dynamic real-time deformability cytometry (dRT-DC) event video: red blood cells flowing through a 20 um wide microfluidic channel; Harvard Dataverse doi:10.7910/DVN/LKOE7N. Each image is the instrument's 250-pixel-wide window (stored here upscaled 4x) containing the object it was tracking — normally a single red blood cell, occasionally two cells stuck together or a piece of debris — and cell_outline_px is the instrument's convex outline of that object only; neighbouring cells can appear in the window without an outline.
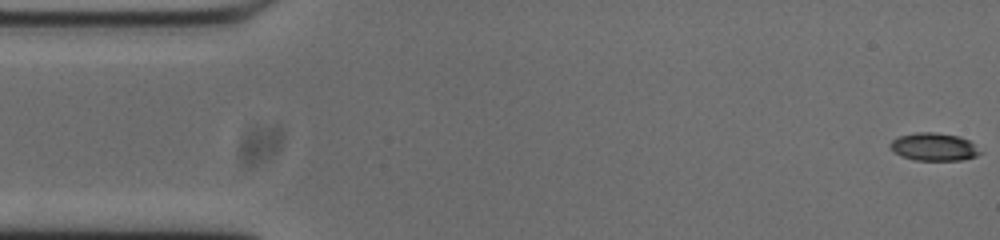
{"species": "common noctule bat (a hibernating species)", "species_latin": "Nyctalus noctula", "temperature_condition": "cold", "stored_images_in_passage": 54, "camera_frame_rate_fps": 3000, "um_per_image_px": 0.085, "animal": {"sex": "male", "body_mass_g": 20.0, "forearm_length_mm": 53.3}, "frame": {"image": 1, "passage_image": 1, "time_ms": 0.0, "image_size_px": [1000, 240], "cell_outline_px": [[984, 152], [976, 156], [964, 160], [916, 160], [900, 156], [892, 152], [888, 144], [892, 140], [900, 136], [916, 132], [936, 132], [960, 136], [968, 140]], "centroid_in_image_um": [79.38, 12.48], "position_along_channel_um": 5.6, "area_um2": 14.8}}
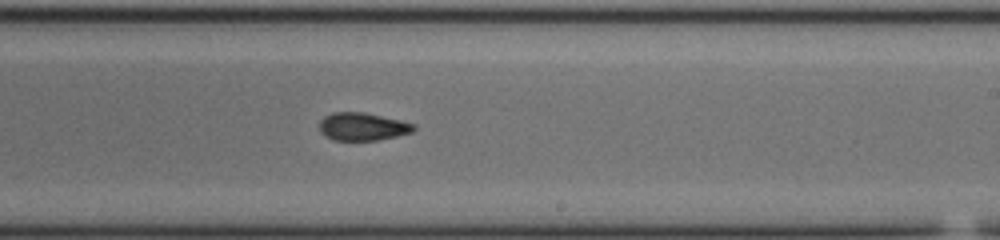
{"frame": {"image": 2, "passage_image": 31, "time_ms": 10.0, "image_size_px": [1000, 240], "cell_outline_px": [[416, 128], [412, 132], [396, 136], [376, 140], [332, 140], [324, 136], [320, 132], [320, 120], [324, 116], [332, 112], [364, 112], [400, 120], [416, 124]], "centroid_in_image_um": [30.8, 10.76], "position_along_channel_um": 258.2, "area_um2": 15.37}}
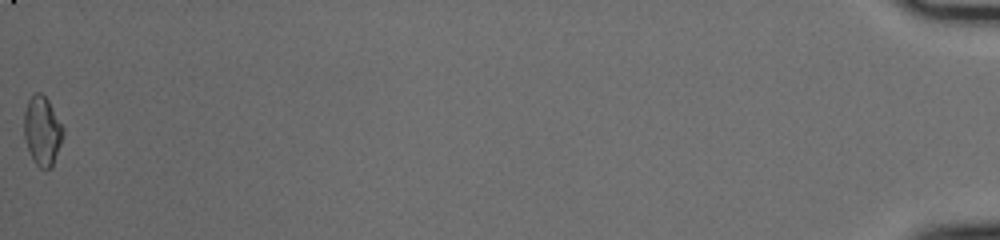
{"frame": {"image": 3, "passage_image": 54, "time_ms": 17.667, "image_size_px": [1000, 240], "cell_outline_px": [[64, 132], [52, 168], [40, 168], [32, 160], [24, 136], [24, 112], [28, 100], [36, 92], [40, 92], [48, 100], [64, 128]], "centroid_in_image_um": [3.59, 11.13], "position_along_channel_um": 431.6, "area_um2": 15.61}, "authors_computed_cell_mechanics": {"area_um2": 15.5482, "velocity_mm_per_s": 3.7469, "shape_relaxation_time_tau1_ms": 4.093, "shape_relaxation_time_tau2_ms": 6.8084, "deformation_change_tau1": 0.1196, "deformation_change_tau2": 0.1268}}